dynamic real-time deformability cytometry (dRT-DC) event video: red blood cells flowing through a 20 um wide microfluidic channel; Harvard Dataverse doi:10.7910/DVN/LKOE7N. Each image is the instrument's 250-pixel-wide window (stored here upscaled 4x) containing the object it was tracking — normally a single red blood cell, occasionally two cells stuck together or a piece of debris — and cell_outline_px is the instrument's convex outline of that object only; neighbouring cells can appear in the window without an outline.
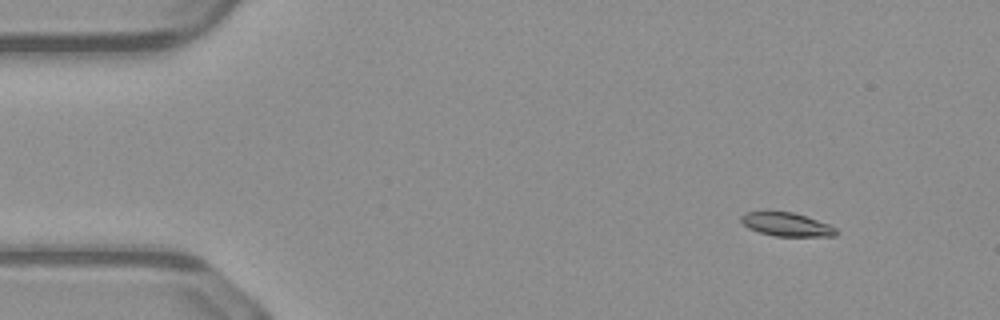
{"species": "common noctule bat (a hibernating species)", "species_latin": "Nyctalus noctula", "temperature_condition": "warm", "stored_images_in_passage": 51, "camera_frame_rate_fps": 3000, "um_per_image_px": 0.085, "animal": {"sex": "male", "body_mass_g": 23.1, "forearm_length_mm": 52.7}, "frame": {"image": 1, "passage_image": 6, "time_ms": 1.667, "image_size_px": [1000, 320], "cell_outline_px": [[840, 232], [836, 236], [776, 236], [760, 232], [748, 228], [740, 220], [740, 216], [744, 212], [764, 208], [792, 212], [828, 224], [836, 228]], "centroid_in_image_um": [66.78, 19.03], "position_along_channel_um": 18.2, "area_um2": 13.58}}
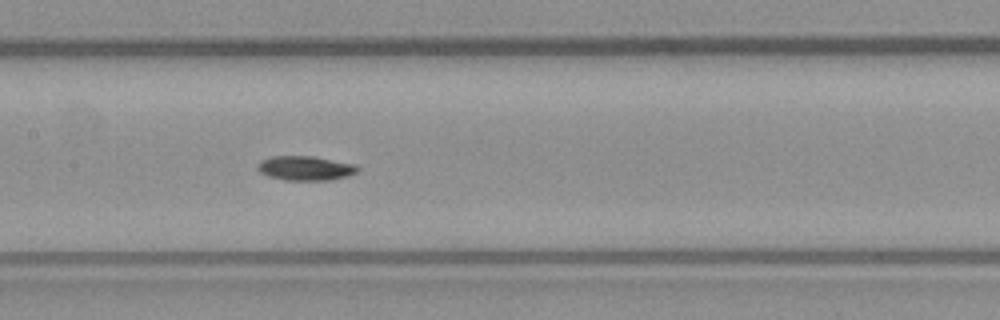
{"frame": {"image": 2, "passage_image": 25, "time_ms": 8.0, "image_size_px": [1000, 320], "cell_outline_px": [[360, 168], [356, 172], [348, 176], [332, 180], [288, 180], [268, 176], [260, 172], [256, 168], [260, 160], [272, 156], [312, 156], [356, 164]], "centroid_in_image_um": [25.97, 14.29], "position_along_channel_um": 181.4, "area_um2": 14.28}}
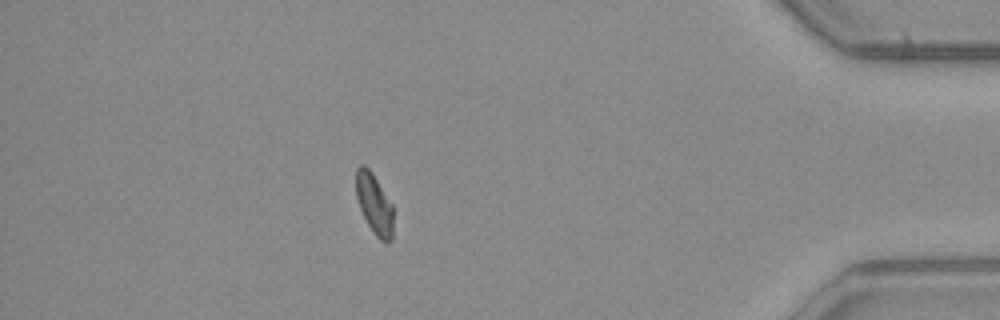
{"frame": {"image": 3, "passage_image": 45, "time_ms": 14.667, "image_size_px": [1000, 320], "cell_outline_px": [[392, 240], [388, 244], [384, 244], [376, 236], [368, 224], [360, 208], [356, 196], [356, 168], [360, 164], [364, 164], [372, 172], [392, 204]], "centroid_in_image_um": [31.81, 17.34], "position_along_channel_um": 403.4, "area_um2": 13.12}, "authors_computed_cell_mechanics": {"area_um2": 13.8142, "velocity_mm_per_s": 4.0835, "shape_relaxation_time_tau1_ms": 3.2679, "shape_relaxation_time_tau2_ms": 5.9538, "deformation_change_tau1": 0.139, "deformation_change_tau2": 0.0898}}